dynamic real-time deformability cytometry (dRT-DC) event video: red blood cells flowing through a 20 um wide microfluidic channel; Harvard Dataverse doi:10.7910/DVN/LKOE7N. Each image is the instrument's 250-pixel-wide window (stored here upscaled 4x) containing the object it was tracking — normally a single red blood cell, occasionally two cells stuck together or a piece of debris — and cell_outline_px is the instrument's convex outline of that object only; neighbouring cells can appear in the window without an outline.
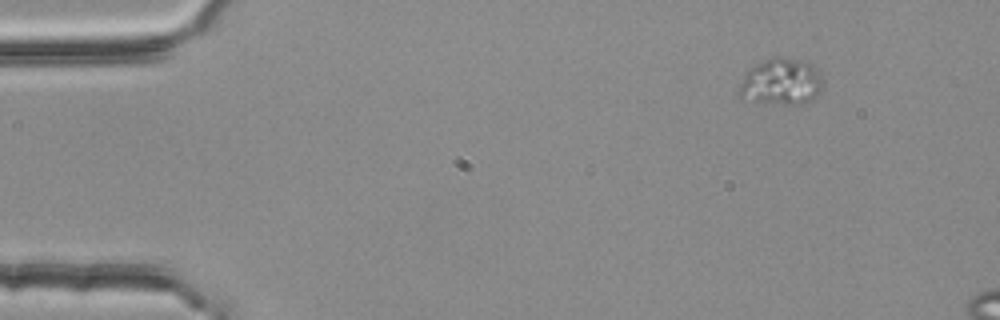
{"species": "common noctule bat (a hibernating species)", "species_latin": "Nyctalus noctula", "temperature_condition": "room temperature", "stored_images_in_passage": 2, "camera_frame_rate_fps": 3000, "um_per_image_px": 0.085, "animal": {"sex": "female", "body_mass_g": 25.1}, "frame": {"image": 1, "passage_image": 1, "time_ms": 0.0, "image_size_px": [1000, 320], "cell_outline_px": [[824, 84], [820, 92], [812, 100], [792, 104], [752, 104], [740, 96], [740, 84], [744, 72], [748, 68], [772, 56], [776, 56], [796, 60], [812, 64], [820, 72], [824, 80]], "centroid_in_image_um": [66.37, 6.97], "position_along_channel_um": 18.6, "area_um2": 23.24}}